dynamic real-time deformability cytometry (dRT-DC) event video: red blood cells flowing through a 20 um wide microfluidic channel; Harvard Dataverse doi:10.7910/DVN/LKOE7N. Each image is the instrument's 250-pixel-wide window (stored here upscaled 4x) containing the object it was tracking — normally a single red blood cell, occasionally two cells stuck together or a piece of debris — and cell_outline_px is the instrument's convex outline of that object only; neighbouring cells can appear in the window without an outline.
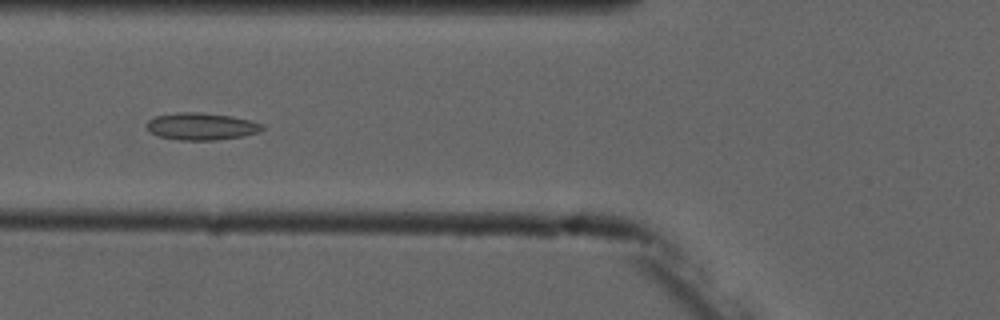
{"species": "common noctule bat (a hibernating species)", "species_latin": "Nyctalus noctula", "temperature_condition": "cold", "stored_images_in_passage": 7, "camera_frame_rate_fps": 3000, "um_per_image_px": 0.085, "animal": {"sex": "male", "forearm_length_mm": 52.5}, "frame": {"image": 1, "passage_image": 5, "time_ms": 5.667, "image_size_px": [1000, 320], "cell_outline_px": [[264, 128], [260, 132], [244, 136], [216, 140], [176, 140], [160, 136], [148, 132], [144, 124], [148, 120], [156, 116], [176, 112], [196, 112], [232, 116], [264, 124]], "centroid_in_image_um": [17.09, 10.75], "position_along_channel_um": 108.7, "area_um2": 18.5}}
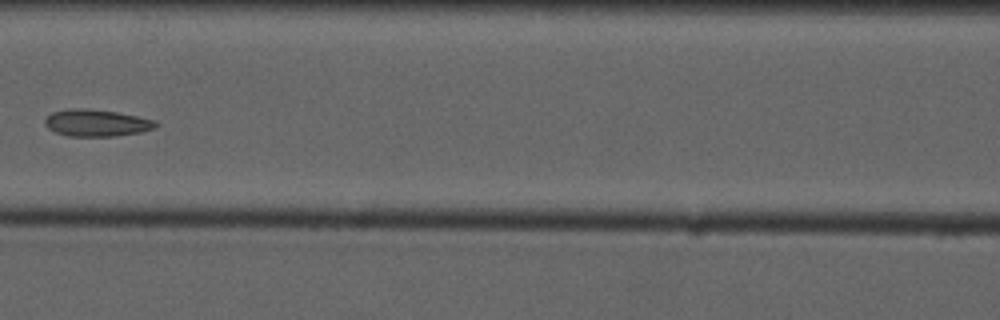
{"frame": {"image": 2, "passage_image": 6, "time_ms": 7.0, "image_size_px": [1000, 320], "cell_outline_px": [[160, 124], [156, 128], [140, 132], [116, 136], [68, 136], [56, 132], [48, 128], [44, 124], [44, 120], [52, 112], [68, 108], [84, 108], [116, 112], [156, 120]], "centroid_in_image_um": [8.22, 10.44], "position_along_channel_um": 158.4, "area_um2": 17.46}}
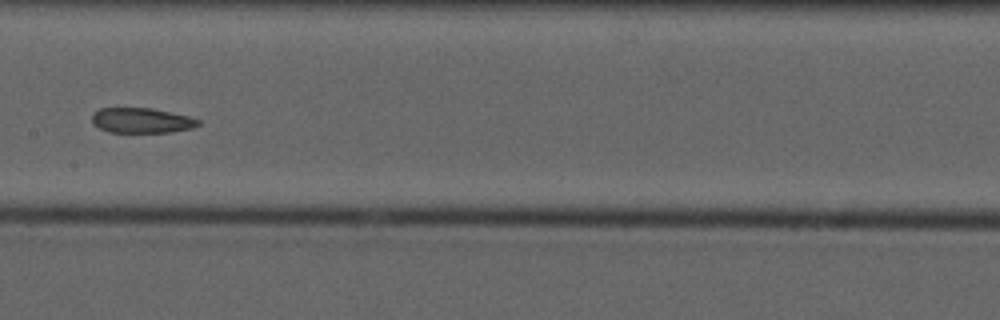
{"frame": {"image": 3, "passage_image": 7, "time_ms": 8.0, "image_size_px": [1000, 320], "cell_outline_px": [[200, 124], [192, 128], [172, 132], [108, 132], [92, 124], [92, 112], [100, 108], [152, 108], [188, 116], [200, 120]], "centroid_in_image_um": [12.01, 10.24], "position_along_channel_um": 195.4, "area_um2": 15.61}}